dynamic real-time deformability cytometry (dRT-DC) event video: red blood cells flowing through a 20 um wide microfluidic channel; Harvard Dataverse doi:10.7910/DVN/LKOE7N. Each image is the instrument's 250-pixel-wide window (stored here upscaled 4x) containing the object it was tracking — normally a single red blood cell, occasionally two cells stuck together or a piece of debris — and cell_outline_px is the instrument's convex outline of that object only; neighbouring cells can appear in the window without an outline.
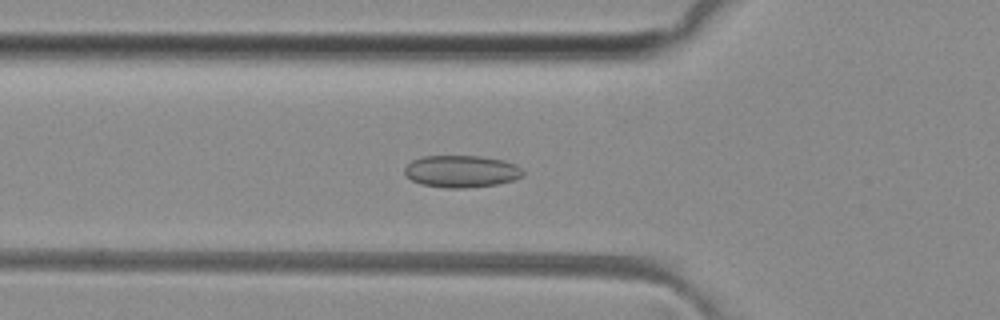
{"species": "common noctule bat (a hibernating species)", "species_latin": "Nyctalus noctula", "temperature_condition": "room temperature", "stored_images_in_passage": 49, "camera_frame_rate_fps": 3000, "um_per_image_px": 0.085, "animal": {"sex": "female", "body_mass_g": 29.2, "forearm_length_mm": 56.3}, "frame": {"image": 1, "passage_image": 16, "time_ms": 5.0, "image_size_px": [1000, 320], "cell_outline_px": [[524, 176], [512, 180], [496, 184], [468, 188], [444, 188], [420, 184], [412, 180], [404, 172], [404, 168], [412, 160], [424, 156], [480, 156], [504, 160], [516, 164], [524, 172]], "centroid_in_image_um": [39.22, 14.57], "position_along_channel_um": 86.6, "area_um2": 22.2}}
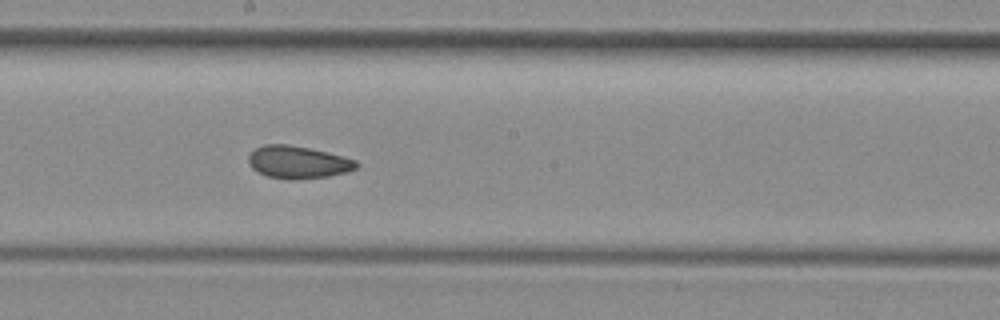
{"frame": {"image": 2, "passage_image": 26, "time_ms": 8.333, "image_size_px": [1000, 320], "cell_outline_px": [[360, 164], [356, 168], [348, 172], [328, 176], [292, 180], [268, 176], [252, 168], [248, 164], [248, 156], [256, 148], [264, 144], [284, 144], [308, 148], [328, 152], [356, 160]], "centroid_in_image_um": [25.34, 13.79], "position_along_channel_um": 222.9, "area_um2": 20.35}}
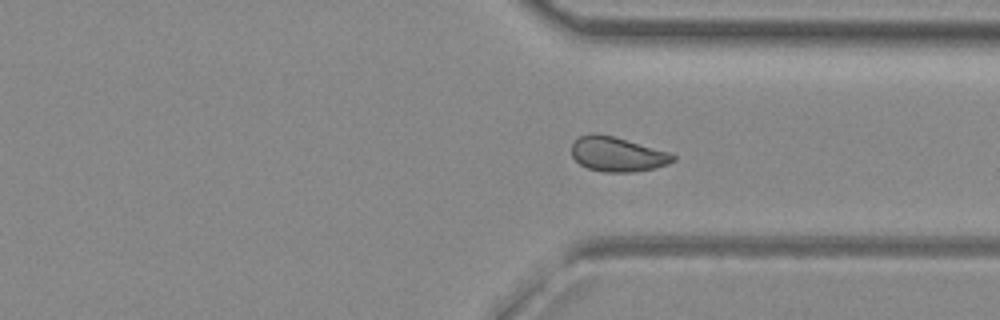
{"frame": {"image": 3, "passage_image": 36, "time_ms": 11.667, "image_size_px": [1000, 320], "cell_outline_px": [[676, 160], [668, 164], [652, 168], [632, 172], [604, 172], [588, 168], [580, 164], [572, 156], [572, 144], [580, 136], [612, 136], [668, 152], [676, 156]], "centroid_in_image_um": [52.5, 13.15], "position_along_channel_um": 358.9, "area_um2": 19.71}, "authors_computed_cell_mechanics": {"area_um2": 20.6346, "velocity_mm_per_s": 4.0858, "shape_relaxation_time_tau1_ms": null, "shape_relaxation_time_tau2_ms": 2.5328, "deformation_change_tau1": null, "deformation_change_tau2": 0.0743}}